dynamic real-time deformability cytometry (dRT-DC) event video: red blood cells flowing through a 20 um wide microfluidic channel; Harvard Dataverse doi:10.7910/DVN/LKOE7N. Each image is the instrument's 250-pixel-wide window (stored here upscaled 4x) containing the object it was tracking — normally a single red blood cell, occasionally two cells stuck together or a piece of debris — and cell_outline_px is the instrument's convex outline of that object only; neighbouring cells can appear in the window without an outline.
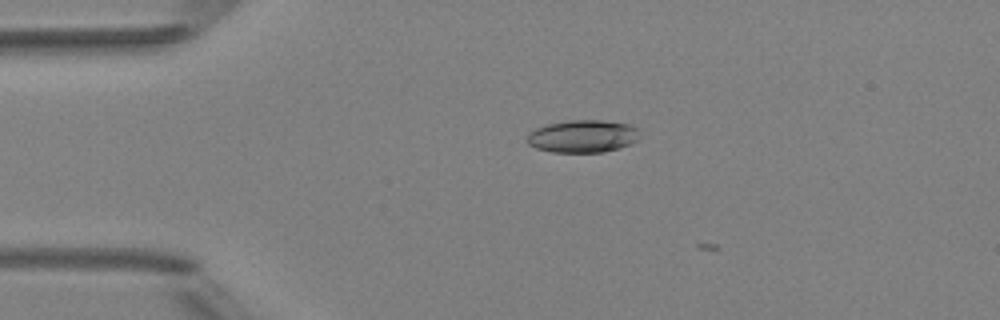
{"species": "Egyptian fruit bat (a non-hibernating species)", "species_latin": "Rousettus aegyptiacus", "temperature_condition": "room temperature", "stored_images_in_passage": 3, "camera_frame_rate_fps": 3000, "um_per_image_px": 0.085, "animal": {"sex": "female"}, "frame": {"image": 1, "passage_image": 2, "time_ms": 1.333, "image_size_px": [1000, 320], "cell_outline_px": [[640, 132], [636, 140], [632, 144], [620, 148], [604, 152], [552, 152], [536, 148], [528, 144], [524, 140], [528, 132], [536, 128], [548, 124], [568, 120], [600, 120], [628, 124], [636, 128]], "centroid_in_image_um": [49.5, 11.59], "position_along_channel_um": 35.5, "area_um2": 21.56}}